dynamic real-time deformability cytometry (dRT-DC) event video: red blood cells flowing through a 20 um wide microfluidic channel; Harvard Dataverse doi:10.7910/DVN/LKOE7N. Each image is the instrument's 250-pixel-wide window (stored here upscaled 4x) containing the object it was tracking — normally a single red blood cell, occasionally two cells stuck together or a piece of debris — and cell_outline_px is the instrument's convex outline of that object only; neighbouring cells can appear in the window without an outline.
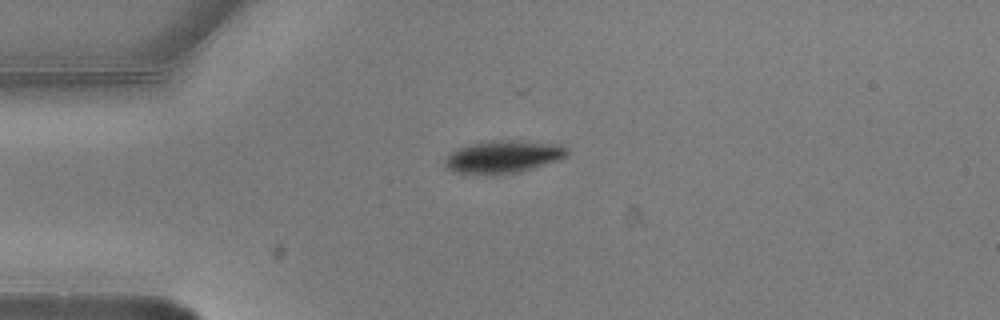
{"species": "common noctule bat (a hibernating species)", "species_latin": "Nyctalus noctula", "temperature_condition": "warm", "stored_images_in_passage": 12, "camera_frame_rate_fps": 3000, "um_per_image_px": 0.085, "animal": {"sex": "male", "body_mass_g": 20.5, "forearm_length_mm": 52.5}, "frame": {"image": 1, "passage_image": 1, "time_ms": 0.0, "image_size_px": [1000, 320], "cell_outline_px": [[568, 156], [560, 160], [520, 172], [496, 176], [484, 176], [452, 172], [444, 164], [444, 160], [452, 152], [460, 148], [472, 144], [492, 140], [520, 140], [564, 144], [568, 148]], "centroid_in_image_um": [42.83, 13.35], "position_along_channel_um": 42.2, "area_um2": 23.93}}
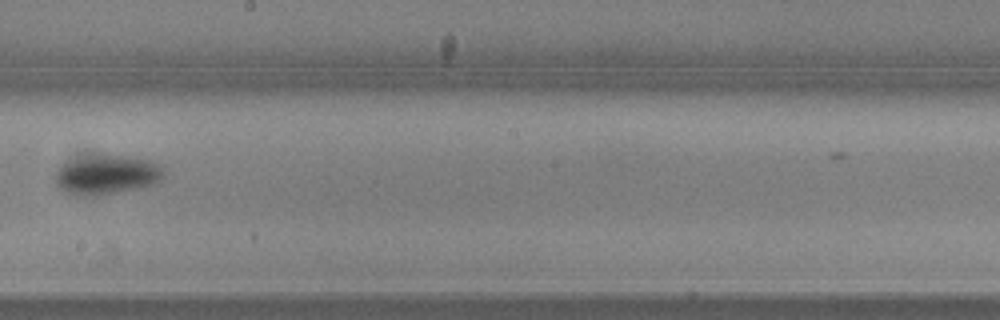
{"frame": {"image": 2, "passage_image": 6, "time_ms": 1.667, "image_size_px": [1000, 320], "cell_outline_px": [[164, 176], [160, 180], [152, 184], [104, 196], [68, 196], [56, 188], [56, 172], [68, 160], [88, 156], [124, 156], [148, 160], [160, 164], [164, 168]], "centroid_in_image_um": [9.02, 14.9], "position_along_channel_um": 239.2, "area_um2": 25.14}}
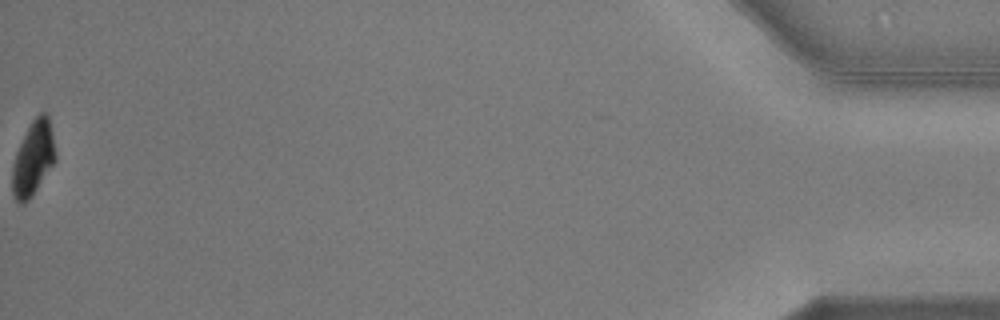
{"frame": {"image": 3, "passage_image": 12, "time_ms": 3.667, "image_size_px": [1000, 320], "cell_outline_px": [[56, 160], [32, 196], [24, 204], [20, 204], [16, 200], [12, 192], [12, 164], [16, 152], [32, 120], [40, 112], [44, 112], [48, 116], [56, 152]], "centroid_in_image_um": [2.81, 13.49], "position_along_channel_um": 432.4, "area_um2": 18.55}}